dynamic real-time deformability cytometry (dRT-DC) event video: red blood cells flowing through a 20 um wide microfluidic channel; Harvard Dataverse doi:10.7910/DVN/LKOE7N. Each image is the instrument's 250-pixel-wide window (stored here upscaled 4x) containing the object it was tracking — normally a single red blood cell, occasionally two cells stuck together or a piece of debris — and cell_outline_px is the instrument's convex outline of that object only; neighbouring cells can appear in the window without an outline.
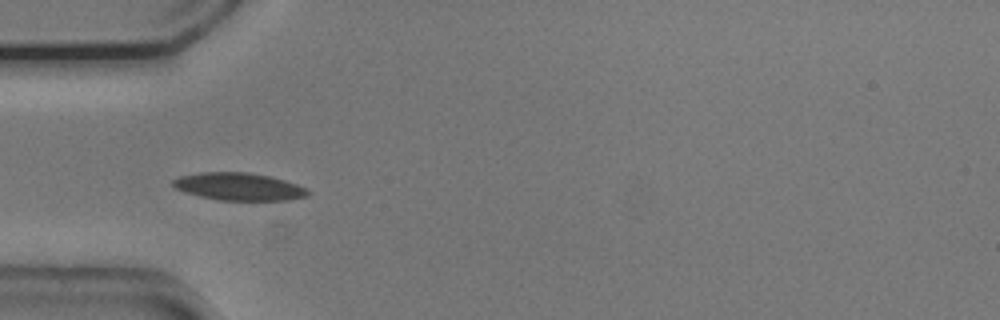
{"species": "common noctule bat (a hibernating species)", "species_latin": "Nyctalus noctula", "temperature_condition": "cold", "stored_images_in_passage": 23, "camera_frame_rate_fps": 3000, "um_per_image_px": 0.085, "animal": {"sex": "male", "body_mass_g": 20.5, "forearm_length_mm": 52.5}, "frame": {"image": 1, "passage_image": 4, "time_ms": 1.0, "image_size_px": [1000, 320], "cell_outline_px": [[308, 196], [288, 200], [216, 200], [200, 196], [176, 188], [172, 184], [172, 180], [180, 176], [200, 172], [248, 172], [268, 176], [284, 180], [308, 188]], "centroid_in_image_um": [20.32, 15.86], "position_along_channel_um": 64.7, "area_um2": 21.5}}